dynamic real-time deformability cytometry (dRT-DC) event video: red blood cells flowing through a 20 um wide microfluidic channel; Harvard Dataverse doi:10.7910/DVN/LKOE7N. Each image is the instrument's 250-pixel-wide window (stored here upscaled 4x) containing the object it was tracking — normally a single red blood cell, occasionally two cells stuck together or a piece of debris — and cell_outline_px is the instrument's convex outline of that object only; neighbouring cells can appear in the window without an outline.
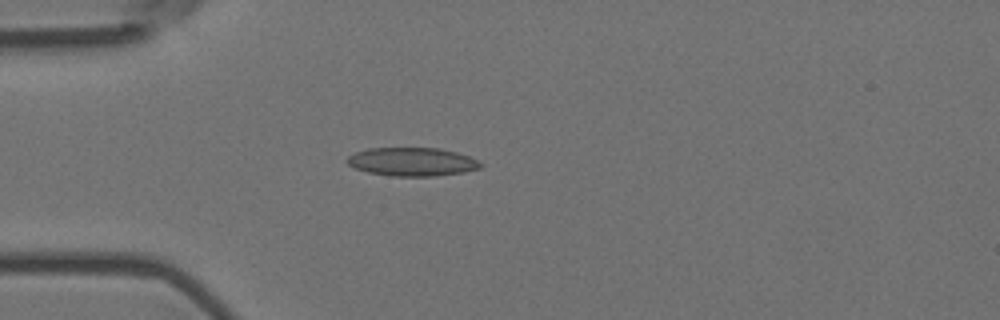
{"species": "Egyptian fruit bat (a non-hibernating species)", "species_latin": "Rousettus aegyptiacus", "temperature_condition": "room temperature", "stored_images_in_passage": 6, "camera_frame_rate_fps": 3000, "um_per_image_px": 0.085, "animal": {"sex": "female"}, "frame": {"image": 1, "passage_image": 5, "time_ms": 1.333, "image_size_px": [1000, 320], "cell_outline_px": [[484, 164], [480, 168], [464, 172], [436, 176], [392, 176], [368, 172], [356, 168], [348, 164], [344, 160], [348, 156], [356, 152], [368, 148], [440, 148], [456, 152], [468, 156]], "centroid_in_image_um": [35.02, 13.75], "position_along_channel_um": 50.0, "area_um2": 22.14}}